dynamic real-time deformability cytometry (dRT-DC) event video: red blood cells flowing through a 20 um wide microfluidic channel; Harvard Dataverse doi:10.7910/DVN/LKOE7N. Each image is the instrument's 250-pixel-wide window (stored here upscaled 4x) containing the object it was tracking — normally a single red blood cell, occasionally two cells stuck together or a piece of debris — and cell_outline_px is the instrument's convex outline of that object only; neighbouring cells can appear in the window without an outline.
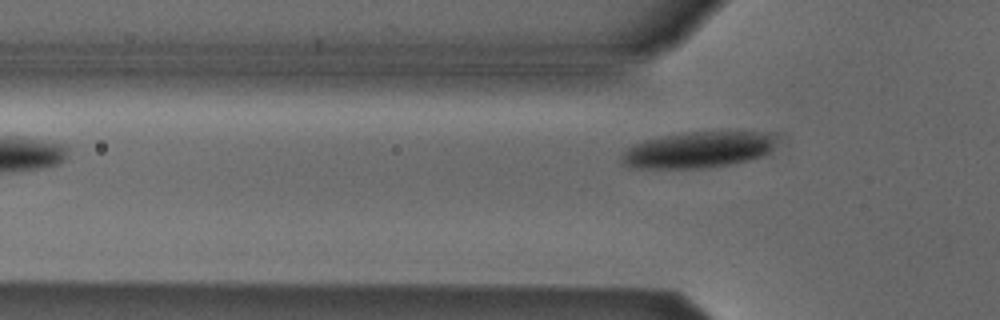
{"species": "Egyptian fruit bat (a non-hibernating species)", "species_latin": "Rousettus aegyptiacus", "temperature_condition": "cold", "stored_images_in_passage": 4, "camera_frame_rate_fps": 3000, "um_per_image_px": 0.085, "animal": {"sex": "male"}, "frame": {"image": 1, "passage_image": 4, "time_ms": 4.333, "image_size_px": [1000, 320], "cell_outline_px": [[776, 136], [772, 144], [760, 156], [748, 160], [728, 164], [700, 168], [628, 168], [620, 164], [620, 156], [628, 148], [644, 140], [664, 136], [688, 132], [768, 132]], "centroid_in_image_um": [59.22, 12.74], "position_along_channel_um": 66.6, "area_um2": 32.08}}